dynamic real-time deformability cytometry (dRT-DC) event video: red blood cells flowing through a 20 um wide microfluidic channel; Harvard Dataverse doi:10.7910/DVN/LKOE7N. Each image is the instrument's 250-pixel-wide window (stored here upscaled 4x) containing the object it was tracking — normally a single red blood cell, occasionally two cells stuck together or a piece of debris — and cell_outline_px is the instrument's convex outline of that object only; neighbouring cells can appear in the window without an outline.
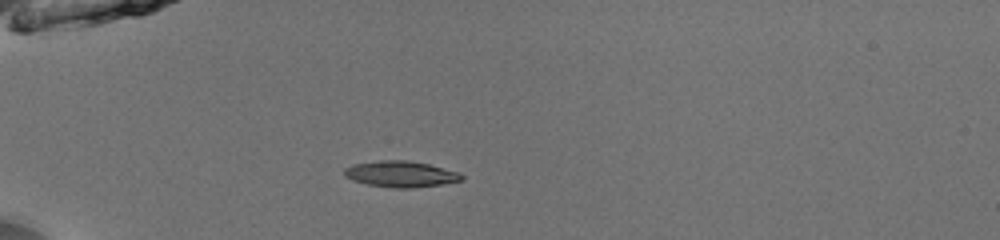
{"species": "common noctule bat (a hibernating species)", "species_latin": "Nyctalus noctula", "temperature_condition": "room temperature", "stored_images_in_passage": 36, "camera_frame_rate_fps": 3000, "um_per_image_px": 0.085, "animal": {"sex": "male", "body_mass_g": 13.0, "forearm_length_mm": 53.1}, "frame": {"image": 1, "passage_image": 1, "time_ms": 0.0, "image_size_px": [1000, 240], "cell_outline_px": [[464, 180], [440, 184], [412, 188], [396, 188], [368, 184], [352, 180], [344, 176], [344, 168], [352, 164], [380, 160], [404, 160], [428, 164], [460, 172], [464, 176]], "centroid_in_image_um": [34.06, 14.79], "position_along_channel_um": 50.9, "area_um2": 17.8}}
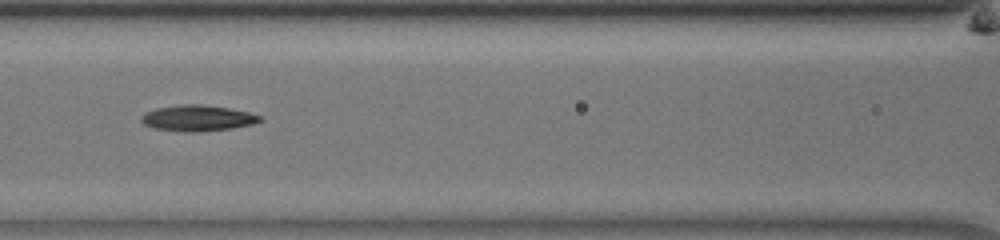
{"frame": {"image": 2, "passage_image": 10, "time_ms": 3.0, "image_size_px": [1000, 240], "cell_outline_px": [[264, 120], [252, 124], [232, 128], [196, 132], [184, 132], [156, 128], [144, 124], [140, 120], [140, 116], [144, 112], [156, 108], [184, 104], [200, 104], [228, 108], [248, 112], [260, 116]], "centroid_in_image_um": [16.77, 10.04], "position_along_channel_um": 149.8, "area_um2": 17.86}}
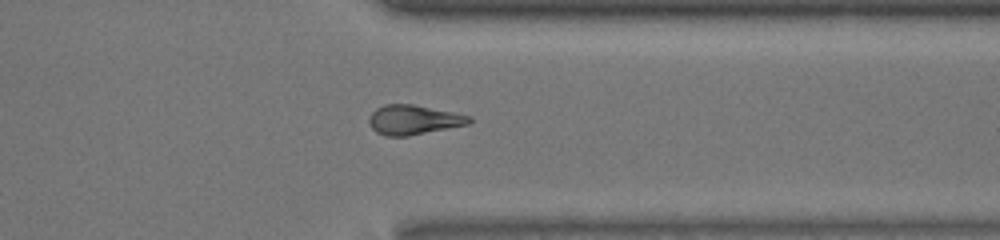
{"frame": {"image": 3, "passage_image": 27, "time_ms": 8.667, "image_size_px": [1000, 240], "cell_outline_px": [[472, 120], [468, 124], [408, 136], [384, 136], [376, 132], [372, 128], [368, 120], [372, 112], [376, 108], [384, 104], [412, 104], [472, 116]], "centroid_in_image_um": [35.13, 10.18], "position_along_channel_um": 376.3, "area_um2": 17.17}, "authors_computed_cell_mechanics": {"area_um2": 17.1955, "velocity_mm_per_s": 4.0034, "shape_relaxation_time_tau1_ms": 2.9921, "shape_relaxation_time_tau2_ms": 9.612, "deformation_change_tau1": 0.1166, "deformation_change_tau2": 0.235}}